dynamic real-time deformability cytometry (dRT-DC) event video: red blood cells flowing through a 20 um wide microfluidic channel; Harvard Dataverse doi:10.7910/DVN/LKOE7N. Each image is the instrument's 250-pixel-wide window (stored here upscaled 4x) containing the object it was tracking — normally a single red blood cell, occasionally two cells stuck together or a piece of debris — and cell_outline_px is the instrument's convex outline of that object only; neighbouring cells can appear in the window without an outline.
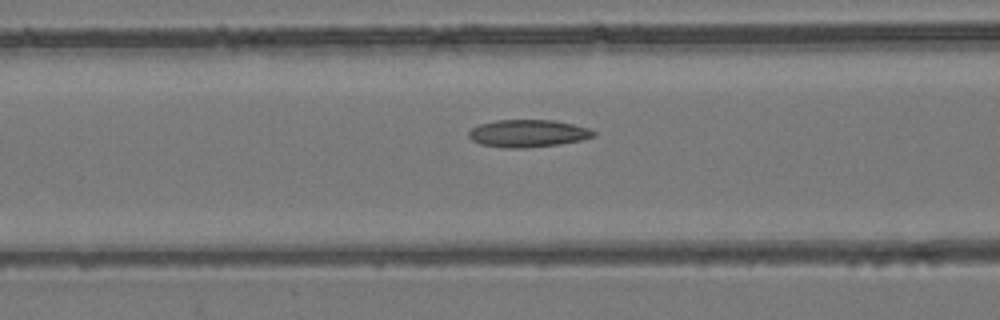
{"species": "common noctule bat (a hibernating species)", "species_latin": "Nyctalus noctula", "temperature_condition": "room temperature", "stored_images_in_passage": 54, "camera_frame_rate_fps": 3000, "um_per_image_px": 0.085, "animal": {"sex": "female", "body_mass_g": 24.6, "forearm_length_mm": 56.2}, "frame": {"image": 1, "passage_image": 22, "time_ms": 7.0, "image_size_px": [1000, 320], "cell_outline_px": [[596, 136], [580, 140], [560, 144], [524, 148], [500, 148], [480, 144], [472, 140], [468, 136], [468, 132], [472, 128], [480, 124], [496, 120], [552, 120], [572, 124], [588, 128], [596, 132]], "centroid_in_image_um": [44.85, 11.34], "position_along_channel_um": 121.7, "area_um2": 20.0}}
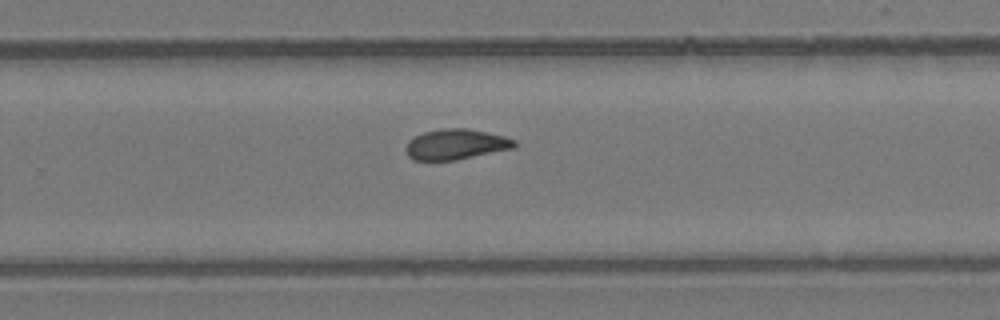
{"frame": {"image": 2, "passage_image": 35, "time_ms": 11.333, "image_size_px": [1000, 320], "cell_outline_px": [[516, 144], [512, 148], [456, 160], [412, 160], [408, 156], [404, 148], [408, 140], [424, 132], [444, 128], [464, 128], [504, 136], [516, 140]], "centroid_in_image_um": [38.69, 12.27], "position_along_channel_um": 291.1, "area_um2": 19.07}}
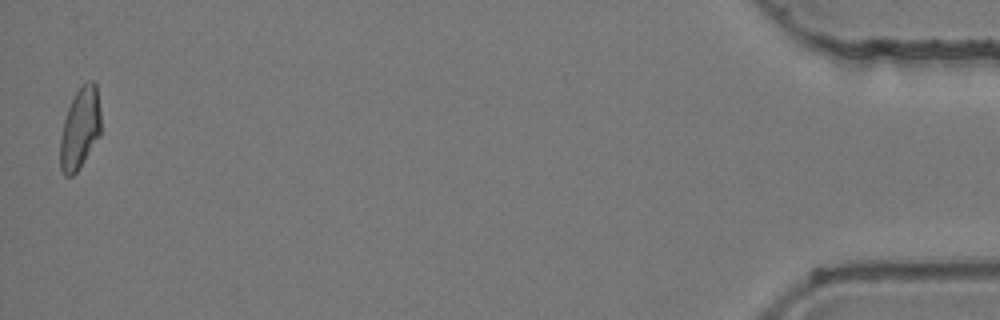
{"frame": {"image": 3, "passage_image": 53, "time_ms": 17.333, "image_size_px": [1000, 320], "cell_outline_px": [[100, 136], [76, 172], [72, 176], [64, 176], [60, 168], [60, 140], [64, 120], [68, 108], [76, 92], [88, 80], [92, 80], [96, 84], [100, 112]], "centroid_in_image_um": [6.8, 10.93], "position_along_channel_um": 428.4, "area_um2": 19.07}, "authors_computed_cell_mechanics": {"area_um2": 19.5364, "velocity_mm_per_s": 3.914, "shape_relaxation_time_tau1_ms": null, "shape_relaxation_time_tau2_ms": 2.4498, "deformation_change_tau1": null, "deformation_change_tau2": 0.0849}}